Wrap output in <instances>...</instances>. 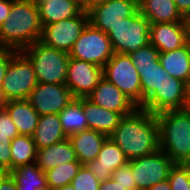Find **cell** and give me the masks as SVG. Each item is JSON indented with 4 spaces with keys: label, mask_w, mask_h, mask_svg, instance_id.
<instances>
[{
    "label": "cell",
    "mask_w": 190,
    "mask_h": 190,
    "mask_svg": "<svg viewBox=\"0 0 190 190\" xmlns=\"http://www.w3.org/2000/svg\"><path fill=\"white\" fill-rule=\"evenodd\" d=\"M168 181L171 190H190V177L183 164H174L170 169Z\"/></svg>",
    "instance_id": "32"
},
{
    "label": "cell",
    "mask_w": 190,
    "mask_h": 190,
    "mask_svg": "<svg viewBox=\"0 0 190 190\" xmlns=\"http://www.w3.org/2000/svg\"><path fill=\"white\" fill-rule=\"evenodd\" d=\"M81 165L82 164L79 161H72L57 165L55 168L46 171L45 176L48 189L55 190L70 185Z\"/></svg>",
    "instance_id": "30"
},
{
    "label": "cell",
    "mask_w": 190,
    "mask_h": 190,
    "mask_svg": "<svg viewBox=\"0 0 190 190\" xmlns=\"http://www.w3.org/2000/svg\"><path fill=\"white\" fill-rule=\"evenodd\" d=\"M68 138L63 131L59 114H46L39 117L32 135L36 149H43Z\"/></svg>",
    "instance_id": "23"
},
{
    "label": "cell",
    "mask_w": 190,
    "mask_h": 190,
    "mask_svg": "<svg viewBox=\"0 0 190 190\" xmlns=\"http://www.w3.org/2000/svg\"><path fill=\"white\" fill-rule=\"evenodd\" d=\"M139 12L150 24L181 22L183 18L174 0H139Z\"/></svg>",
    "instance_id": "24"
},
{
    "label": "cell",
    "mask_w": 190,
    "mask_h": 190,
    "mask_svg": "<svg viewBox=\"0 0 190 190\" xmlns=\"http://www.w3.org/2000/svg\"><path fill=\"white\" fill-rule=\"evenodd\" d=\"M14 0H0V25L6 20Z\"/></svg>",
    "instance_id": "37"
},
{
    "label": "cell",
    "mask_w": 190,
    "mask_h": 190,
    "mask_svg": "<svg viewBox=\"0 0 190 190\" xmlns=\"http://www.w3.org/2000/svg\"><path fill=\"white\" fill-rule=\"evenodd\" d=\"M150 44L159 52L175 50L186 45L182 22L150 24Z\"/></svg>",
    "instance_id": "18"
},
{
    "label": "cell",
    "mask_w": 190,
    "mask_h": 190,
    "mask_svg": "<svg viewBox=\"0 0 190 190\" xmlns=\"http://www.w3.org/2000/svg\"><path fill=\"white\" fill-rule=\"evenodd\" d=\"M88 24V14L83 10L78 16L45 25L40 42L69 53Z\"/></svg>",
    "instance_id": "11"
},
{
    "label": "cell",
    "mask_w": 190,
    "mask_h": 190,
    "mask_svg": "<svg viewBox=\"0 0 190 190\" xmlns=\"http://www.w3.org/2000/svg\"><path fill=\"white\" fill-rule=\"evenodd\" d=\"M133 172L129 164L116 169L111 178L119 183L122 187L127 188V190H138Z\"/></svg>",
    "instance_id": "33"
},
{
    "label": "cell",
    "mask_w": 190,
    "mask_h": 190,
    "mask_svg": "<svg viewBox=\"0 0 190 190\" xmlns=\"http://www.w3.org/2000/svg\"><path fill=\"white\" fill-rule=\"evenodd\" d=\"M37 7L42 27L76 17L84 10L75 0H49Z\"/></svg>",
    "instance_id": "26"
},
{
    "label": "cell",
    "mask_w": 190,
    "mask_h": 190,
    "mask_svg": "<svg viewBox=\"0 0 190 190\" xmlns=\"http://www.w3.org/2000/svg\"><path fill=\"white\" fill-rule=\"evenodd\" d=\"M11 170L36 162L37 149L29 135H18L11 140Z\"/></svg>",
    "instance_id": "29"
},
{
    "label": "cell",
    "mask_w": 190,
    "mask_h": 190,
    "mask_svg": "<svg viewBox=\"0 0 190 190\" xmlns=\"http://www.w3.org/2000/svg\"><path fill=\"white\" fill-rule=\"evenodd\" d=\"M186 83L169 76L165 78L159 89L139 107L153 114L168 110H181L185 102Z\"/></svg>",
    "instance_id": "15"
},
{
    "label": "cell",
    "mask_w": 190,
    "mask_h": 190,
    "mask_svg": "<svg viewBox=\"0 0 190 190\" xmlns=\"http://www.w3.org/2000/svg\"><path fill=\"white\" fill-rule=\"evenodd\" d=\"M113 55L114 51L108 35L89 23L69 52L70 58L87 61L102 68Z\"/></svg>",
    "instance_id": "8"
},
{
    "label": "cell",
    "mask_w": 190,
    "mask_h": 190,
    "mask_svg": "<svg viewBox=\"0 0 190 190\" xmlns=\"http://www.w3.org/2000/svg\"><path fill=\"white\" fill-rule=\"evenodd\" d=\"M108 137L129 160L153 154L160 149L156 114L139 107L130 115L123 116Z\"/></svg>",
    "instance_id": "1"
},
{
    "label": "cell",
    "mask_w": 190,
    "mask_h": 190,
    "mask_svg": "<svg viewBox=\"0 0 190 190\" xmlns=\"http://www.w3.org/2000/svg\"><path fill=\"white\" fill-rule=\"evenodd\" d=\"M183 109L190 112V81L186 84L185 102Z\"/></svg>",
    "instance_id": "43"
},
{
    "label": "cell",
    "mask_w": 190,
    "mask_h": 190,
    "mask_svg": "<svg viewBox=\"0 0 190 190\" xmlns=\"http://www.w3.org/2000/svg\"><path fill=\"white\" fill-rule=\"evenodd\" d=\"M71 185L75 190H99L100 181L86 165H81Z\"/></svg>",
    "instance_id": "31"
},
{
    "label": "cell",
    "mask_w": 190,
    "mask_h": 190,
    "mask_svg": "<svg viewBox=\"0 0 190 190\" xmlns=\"http://www.w3.org/2000/svg\"><path fill=\"white\" fill-rule=\"evenodd\" d=\"M128 162L129 159L123 151L108 137L103 143L97 158L88 162L86 166L101 182L111 178L116 169L127 165Z\"/></svg>",
    "instance_id": "17"
},
{
    "label": "cell",
    "mask_w": 190,
    "mask_h": 190,
    "mask_svg": "<svg viewBox=\"0 0 190 190\" xmlns=\"http://www.w3.org/2000/svg\"><path fill=\"white\" fill-rule=\"evenodd\" d=\"M81 105L87 119L88 129L109 136L118 126L122 116L111 110L94 104L88 98H81Z\"/></svg>",
    "instance_id": "20"
},
{
    "label": "cell",
    "mask_w": 190,
    "mask_h": 190,
    "mask_svg": "<svg viewBox=\"0 0 190 190\" xmlns=\"http://www.w3.org/2000/svg\"><path fill=\"white\" fill-rule=\"evenodd\" d=\"M107 138V135L92 129H86L68 137L76 158L82 165H86L97 158Z\"/></svg>",
    "instance_id": "19"
},
{
    "label": "cell",
    "mask_w": 190,
    "mask_h": 190,
    "mask_svg": "<svg viewBox=\"0 0 190 190\" xmlns=\"http://www.w3.org/2000/svg\"><path fill=\"white\" fill-rule=\"evenodd\" d=\"M99 190H127V188L122 187L115 180L109 178L108 180L100 182Z\"/></svg>",
    "instance_id": "38"
},
{
    "label": "cell",
    "mask_w": 190,
    "mask_h": 190,
    "mask_svg": "<svg viewBox=\"0 0 190 190\" xmlns=\"http://www.w3.org/2000/svg\"><path fill=\"white\" fill-rule=\"evenodd\" d=\"M103 77L118 87L138 107L142 105L140 75L129 55L114 53L103 67Z\"/></svg>",
    "instance_id": "7"
},
{
    "label": "cell",
    "mask_w": 190,
    "mask_h": 190,
    "mask_svg": "<svg viewBox=\"0 0 190 190\" xmlns=\"http://www.w3.org/2000/svg\"><path fill=\"white\" fill-rule=\"evenodd\" d=\"M86 12L88 23L107 34L122 18L139 12V0H109L91 5Z\"/></svg>",
    "instance_id": "12"
},
{
    "label": "cell",
    "mask_w": 190,
    "mask_h": 190,
    "mask_svg": "<svg viewBox=\"0 0 190 190\" xmlns=\"http://www.w3.org/2000/svg\"><path fill=\"white\" fill-rule=\"evenodd\" d=\"M160 149L175 163L190 161V112L168 110L156 114Z\"/></svg>",
    "instance_id": "3"
},
{
    "label": "cell",
    "mask_w": 190,
    "mask_h": 190,
    "mask_svg": "<svg viewBox=\"0 0 190 190\" xmlns=\"http://www.w3.org/2000/svg\"><path fill=\"white\" fill-rule=\"evenodd\" d=\"M4 108L17 127L19 135H33L40 115L27 100L6 101Z\"/></svg>",
    "instance_id": "22"
},
{
    "label": "cell",
    "mask_w": 190,
    "mask_h": 190,
    "mask_svg": "<svg viewBox=\"0 0 190 190\" xmlns=\"http://www.w3.org/2000/svg\"><path fill=\"white\" fill-rule=\"evenodd\" d=\"M0 134L10 135L11 140L19 135L17 127L5 108L0 110Z\"/></svg>",
    "instance_id": "35"
},
{
    "label": "cell",
    "mask_w": 190,
    "mask_h": 190,
    "mask_svg": "<svg viewBox=\"0 0 190 190\" xmlns=\"http://www.w3.org/2000/svg\"><path fill=\"white\" fill-rule=\"evenodd\" d=\"M87 98L104 109L119 113L122 117L130 115L138 108L128 96L104 77Z\"/></svg>",
    "instance_id": "16"
},
{
    "label": "cell",
    "mask_w": 190,
    "mask_h": 190,
    "mask_svg": "<svg viewBox=\"0 0 190 190\" xmlns=\"http://www.w3.org/2000/svg\"><path fill=\"white\" fill-rule=\"evenodd\" d=\"M17 190H49L45 172L36 163L21 165L9 172Z\"/></svg>",
    "instance_id": "27"
},
{
    "label": "cell",
    "mask_w": 190,
    "mask_h": 190,
    "mask_svg": "<svg viewBox=\"0 0 190 190\" xmlns=\"http://www.w3.org/2000/svg\"><path fill=\"white\" fill-rule=\"evenodd\" d=\"M181 22L184 29L185 42L190 46V14L184 15Z\"/></svg>",
    "instance_id": "40"
},
{
    "label": "cell",
    "mask_w": 190,
    "mask_h": 190,
    "mask_svg": "<svg viewBox=\"0 0 190 190\" xmlns=\"http://www.w3.org/2000/svg\"><path fill=\"white\" fill-rule=\"evenodd\" d=\"M102 77V67L87 61L69 58L65 84L74 98H87Z\"/></svg>",
    "instance_id": "14"
},
{
    "label": "cell",
    "mask_w": 190,
    "mask_h": 190,
    "mask_svg": "<svg viewBox=\"0 0 190 190\" xmlns=\"http://www.w3.org/2000/svg\"><path fill=\"white\" fill-rule=\"evenodd\" d=\"M105 1H109V0H91V5L102 3V2H105Z\"/></svg>",
    "instance_id": "49"
},
{
    "label": "cell",
    "mask_w": 190,
    "mask_h": 190,
    "mask_svg": "<svg viewBox=\"0 0 190 190\" xmlns=\"http://www.w3.org/2000/svg\"><path fill=\"white\" fill-rule=\"evenodd\" d=\"M9 175V171L0 167V184Z\"/></svg>",
    "instance_id": "45"
},
{
    "label": "cell",
    "mask_w": 190,
    "mask_h": 190,
    "mask_svg": "<svg viewBox=\"0 0 190 190\" xmlns=\"http://www.w3.org/2000/svg\"><path fill=\"white\" fill-rule=\"evenodd\" d=\"M159 55L160 52L150 43L129 54L140 75L142 104L155 89H159L164 79L170 76L162 68L159 61Z\"/></svg>",
    "instance_id": "9"
},
{
    "label": "cell",
    "mask_w": 190,
    "mask_h": 190,
    "mask_svg": "<svg viewBox=\"0 0 190 190\" xmlns=\"http://www.w3.org/2000/svg\"><path fill=\"white\" fill-rule=\"evenodd\" d=\"M30 61L38 82L65 84L69 53L37 41L21 51Z\"/></svg>",
    "instance_id": "4"
},
{
    "label": "cell",
    "mask_w": 190,
    "mask_h": 190,
    "mask_svg": "<svg viewBox=\"0 0 190 190\" xmlns=\"http://www.w3.org/2000/svg\"><path fill=\"white\" fill-rule=\"evenodd\" d=\"M32 3H34L36 6L44 3V2H48L49 0H30Z\"/></svg>",
    "instance_id": "48"
},
{
    "label": "cell",
    "mask_w": 190,
    "mask_h": 190,
    "mask_svg": "<svg viewBox=\"0 0 190 190\" xmlns=\"http://www.w3.org/2000/svg\"><path fill=\"white\" fill-rule=\"evenodd\" d=\"M5 102L6 101L4 100L2 93L0 91V110H2L4 108Z\"/></svg>",
    "instance_id": "47"
},
{
    "label": "cell",
    "mask_w": 190,
    "mask_h": 190,
    "mask_svg": "<svg viewBox=\"0 0 190 190\" xmlns=\"http://www.w3.org/2000/svg\"><path fill=\"white\" fill-rule=\"evenodd\" d=\"M42 28L38 7L30 0H14L0 25V46L22 51L41 40Z\"/></svg>",
    "instance_id": "2"
},
{
    "label": "cell",
    "mask_w": 190,
    "mask_h": 190,
    "mask_svg": "<svg viewBox=\"0 0 190 190\" xmlns=\"http://www.w3.org/2000/svg\"><path fill=\"white\" fill-rule=\"evenodd\" d=\"M84 10L91 6V0H75Z\"/></svg>",
    "instance_id": "44"
},
{
    "label": "cell",
    "mask_w": 190,
    "mask_h": 190,
    "mask_svg": "<svg viewBox=\"0 0 190 190\" xmlns=\"http://www.w3.org/2000/svg\"><path fill=\"white\" fill-rule=\"evenodd\" d=\"M10 135L0 134V167L11 171Z\"/></svg>",
    "instance_id": "34"
},
{
    "label": "cell",
    "mask_w": 190,
    "mask_h": 190,
    "mask_svg": "<svg viewBox=\"0 0 190 190\" xmlns=\"http://www.w3.org/2000/svg\"><path fill=\"white\" fill-rule=\"evenodd\" d=\"M183 165L187 168L190 177V161L184 163Z\"/></svg>",
    "instance_id": "50"
},
{
    "label": "cell",
    "mask_w": 190,
    "mask_h": 190,
    "mask_svg": "<svg viewBox=\"0 0 190 190\" xmlns=\"http://www.w3.org/2000/svg\"><path fill=\"white\" fill-rule=\"evenodd\" d=\"M37 84L31 61L21 51H17L9 62L0 87L4 100H27Z\"/></svg>",
    "instance_id": "5"
},
{
    "label": "cell",
    "mask_w": 190,
    "mask_h": 190,
    "mask_svg": "<svg viewBox=\"0 0 190 190\" xmlns=\"http://www.w3.org/2000/svg\"><path fill=\"white\" fill-rule=\"evenodd\" d=\"M73 99L75 98L66 84L38 82L27 101L41 116L59 114Z\"/></svg>",
    "instance_id": "13"
},
{
    "label": "cell",
    "mask_w": 190,
    "mask_h": 190,
    "mask_svg": "<svg viewBox=\"0 0 190 190\" xmlns=\"http://www.w3.org/2000/svg\"><path fill=\"white\" fill-rule=\"evenodd\" d=\"M55 190H75V189H74L73 186L70 184V185H66V186L57 188V189H55Z\"/></svg>",
    "instance_id": "46"
},
{
    "label": "cell",
    "mask_w": 190,
    "mask_h": 190,
    "mask_svg": "<svg viewBox=\"0 0 190 190\" xmlns=\"http://www.w3.org/2000/svg\"><path fill=\"white\" fill-rule=\"evenodd\" d=\"M78 161L72 144L68 138L65 140L52 144L49 147L37 150L36 164L43 171L46 172L55 168L57 165Z\"/></svg>",
    "instance_id": "21"
},
{
    "label": "cell",
    "mask_w": 190,
    "mask_h": 190,
    "mask_svg": "<svg viewBox=\"0 0 190 190\" xmlns=\"http://www.w3.org/2000/svg\"><path fill=\"white\" fill-rule=\"evenodd\" d=\"M159 61L171 77L186 84L190 81V46L187 44L175 50L160 52Z\"/></svg>",
    "instance_id": "25"
},
{
    "label": "cell",
    "mask_w": 190,
    "mask_h": 190,
    "mask_svg": "<svg viewBox=\"0 0 190 190\" xmlns=\"http://www.w3.org/2000/svg\"><path fill=\"white\" fill-rule=\"evenodd\" d=\"M138 190H148L158 182L168 179L174 162L159 149L153 154L129 160Z\"/></svg>",
    "instance_id": "10"
},
{
    "label": "cell",
    "mask_w": 190,
    "mask_h": 190,
    "mask_svg": "<svg viewBox=\"0 0 190 190\" xmlns=\"http://www.w3.org/2000/svg\"><path fill=\"white\" fill-rule=\"evenodd\" d=\"M148 190H171L168 179L158 182L157 184L150 187Z\"/></svg>",
    "instance_id": "42"
},
{
    "label": "cell",
    "mask_w": 190,
    "mask_h": 190,
    "mask_svg": "<svg viewBox=\"0 0 190 190\" xmlns=\"http://www.w3.org/2000/svg\"><path fill=\"white\" fill-rule=\"evenodd\" d=\"M182 16L190 14V0H174Z\"/></svg>",
    "instance_id": "39"
},
{
    "label": "cell",
    "mask_w": 190,
    "mask_h": 190,
    "mask_svg": "<svg viewBox=\"0 0 190 190\" xmlns=\"http://www.w3.org/2000/svg\"><path fill=\"white\" fill-rule=\"evenodd\" d=\"M17 52V50L10 48L0 49V87L2 85L3 79L5 77L7 67L9 65L12 56Z\"/></svg>",
    "instance_id": "36"
},
{
    "label": "cell",
    "mask_w": 190,
    "mask_h": 190,
    "mask_svg": "<svg viewBox=\"0 0 190 190\" xmlns=\"http://www.w3.org/2000/svg\"><path fill=\"white\" fill-rule=\"evenodd\" d=\"M0 190H17L16 183L10 174L1 182Z\"/></svg>",
    "instance_id": "41"
},
{
    "label": "cell",
    "mask_w": 190,
    "mask_h": 190,
    "mask_svg": "<svg viewBox=\"0 0 190 190\" xmlns=\"http://www.w3.org/2000/svg\"><path fill=\"white\" fill-rule=\"evenodd\" d=\"M149 32V20L138 12L134 16L122 18V22L113 27L107 35L114 53L129 55L150 43Z\"/></svg>",
    "instance_id": "6"
},
{
    "label": "cell",
    "mask_w": 190,
    "mask_h": 190,
    "mask_svg": "<svg viewBox=\"0 0 190 190\" xmlns=\"http://www.w3.org/2000/svg\"><path fill=\"white\" fill-rule=\"evenodd\" d=\"M60 122L66 136L88 129L81 98L73 99L60 113Z\"/></svg>",
    "instance_id": "28"
}]
</instances>
